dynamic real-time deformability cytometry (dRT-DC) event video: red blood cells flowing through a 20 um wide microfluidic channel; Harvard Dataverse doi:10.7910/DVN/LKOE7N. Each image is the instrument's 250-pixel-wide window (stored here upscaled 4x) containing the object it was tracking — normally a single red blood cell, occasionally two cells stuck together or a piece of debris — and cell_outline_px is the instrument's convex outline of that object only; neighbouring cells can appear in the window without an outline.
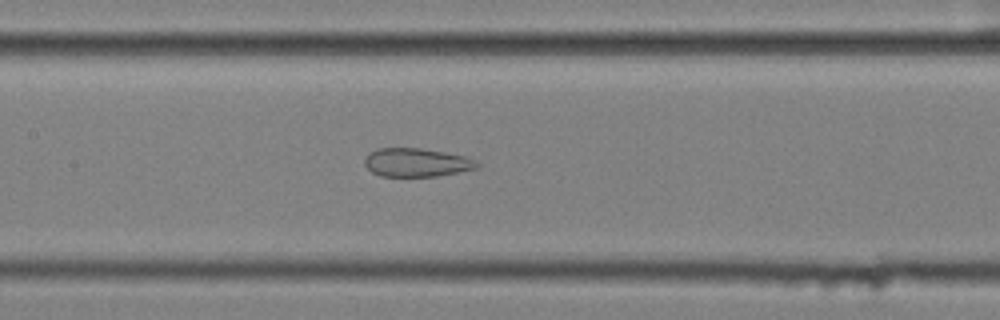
{"species": "common noctule bat (a hibernating species)", "species_latin": "Nyctalus noctula", "temperature_condition": "cold", "stored_images_in_passage": 46, "camera_frame_rate_fps": 3000, "um_per_image_px": 0.085, "animal": {"sex": "female", "body_mass_g": 25.1}, "frame": {"image": 1, "passage_image": 16, "time_ms": 5.0, "image_size_px": [1000, 320], "cell_outline_px": [[480, 168], [436, 176], [380, 176], [372, 172], [364, 164], [364, 156], [376, 148], [420, 148], [468, 156], [480, 164]], "centroid_in_image_um": [35.41, 13.8], "position_along_channel_um": 172.0, "area_um2": 18.84}}
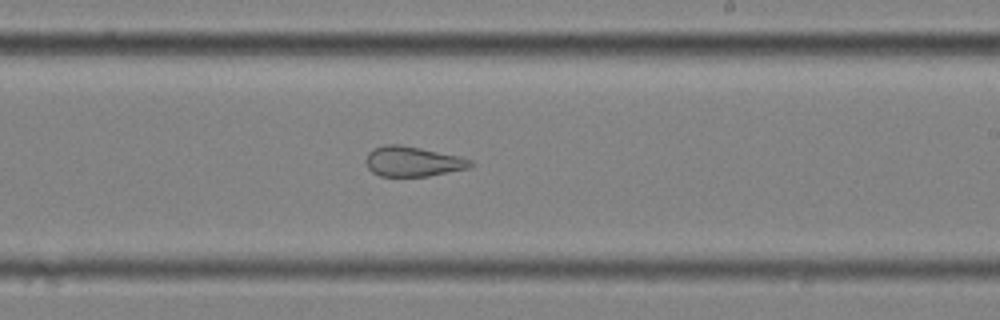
{"frame": {"image": 2, "passage_image": 23, "time_ms": 7.333, "image_size_px": [1000, 320], "cell_outline_px": [[476, 164], [468, 168], [428, 176], [380, 176], [372, 172], [368, 168], [364, 160], [368, 152], [372, 148], [384, 144], [400, 144], [460, 156], [472, 160]], "centroid_in_image_um": [35.06, 13.71], "position_along_channel_um": 253.9, "area_um2": 18.5}}
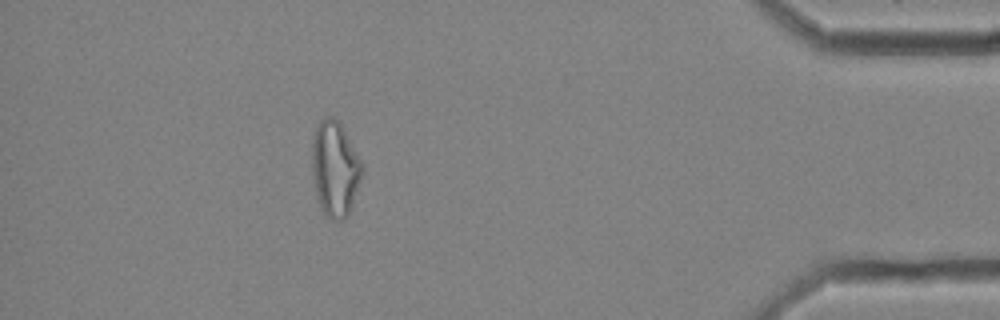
{"frame": {"image": 3, "passage_image": 40, "time_ms": 13.0, "image_size_px": [1000, 320], "cell_outline_px": [[364, 168], [348, 216], [344, 220], [336, 220], [324, 216], [316, 200], [312, 168], [312, 140], [316, 128], [320, 120], [324, 116], [332, 116], [344, 128], [364, 164]], "centroid_in_image_um": [28.47, 14.35], "position_along_channel_um": 406.7, "area_um2": 28.21}, "authors_computed_cell_mechanics": {"area_um2": 24.4494, "velocity_mm_per_s": 3.516, "shape_relaxation_time_tau1_ms": null, "shape_relaxation_time_tau2_ms": 2.1089, "deformation_change_tau1": null, "deformation_change_tau2": 0.1028}}